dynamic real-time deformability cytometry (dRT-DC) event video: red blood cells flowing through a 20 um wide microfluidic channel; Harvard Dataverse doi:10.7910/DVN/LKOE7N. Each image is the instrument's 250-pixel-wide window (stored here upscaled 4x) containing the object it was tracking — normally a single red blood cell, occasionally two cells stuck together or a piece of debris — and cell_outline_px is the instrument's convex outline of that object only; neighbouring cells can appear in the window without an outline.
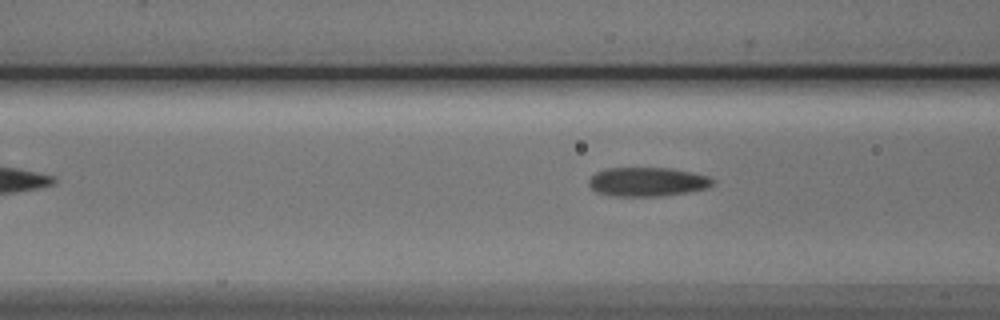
{"species": "Egyptian fruit bat (a non-hibernating species)", "species_latin": "Rousettus aegyptiacus", "temperature_condition": "cold", "stored_images_in_passage": 6, "camera_frame_rate_fps": 3000, "um_per_image_px": 0.085, "animal": {"sex": "male"}, "frame": {"image": 1, "passage_image": 6, "time_ms": 6.0, "image_size_px": [1000, 320], "cell_outline_px": [[716, 180], [708, 188], [688, 192], [664, 196], [612, 196], [596, 192], [588, 184], [588, 180], [596, 172], [608, 168], [672, 168], [708, 176]], "centroid_in_image_um": [55.03, 15.46], "position_along_channel_um": 111.6, "area_um2": 21.04}}